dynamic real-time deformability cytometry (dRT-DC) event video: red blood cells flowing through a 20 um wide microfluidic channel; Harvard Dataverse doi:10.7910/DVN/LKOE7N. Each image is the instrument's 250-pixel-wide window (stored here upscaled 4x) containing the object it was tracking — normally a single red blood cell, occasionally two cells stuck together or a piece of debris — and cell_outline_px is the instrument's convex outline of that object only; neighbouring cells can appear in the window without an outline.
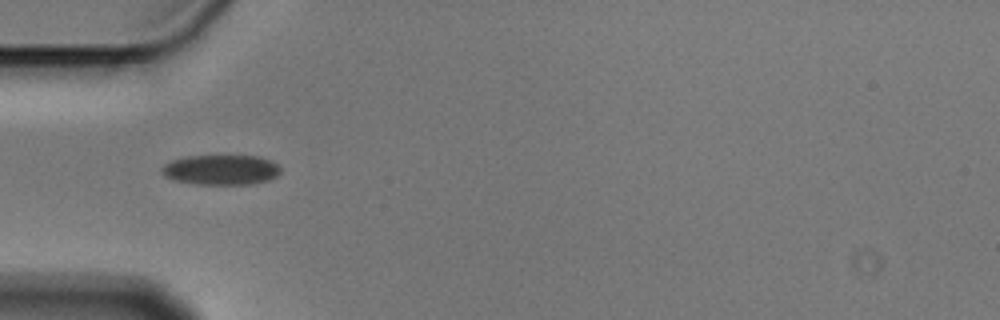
{"species": "Egyptian fruit bat (a non-hibernating species)", "species_latin": "Rousettus aegyptiacus", "temperature_condition": "cold", "stored_images_in_passage": 7, "camera_frame_rate_fps": 3000, "um_per_image_px": 0.085, "animal": {"sex": "male"}, "frame": {"image": 1, "passage_image": 3, "time_ms": 0.667, "image_size_px": [1000, 320], "cell_outline_px": [[280, 172], [276, 176], [268, 180], [252, 184], [196, 184], [172, 180], [164, 176], [160, 172], [160, 168], [164, 164], [172, 160], [188, 156], [260, 156], [272, 160], [280, 168]], "centroid_in_image_um": [18.76, 14.43], "position_along_channel_um": 66.2, "area_um2": 20.92}}
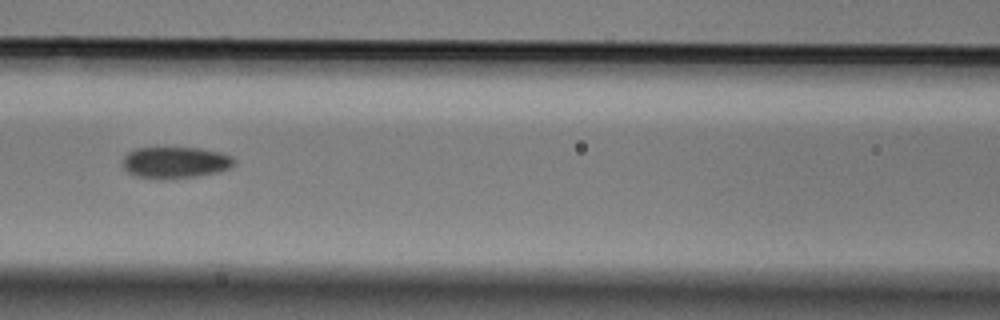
{"frame": {"image": 2, "passage_image": 5, "time_ms": 1.333, "image_size_px": [1000, 320], "cell_outline_px": [[236, 164], [228, 168], [216, 172], [196, 176], [160, 180], [132, 176], [124, 168], [124, 156], [128, 152], [136, 148], [200, 148], [220, 152], [232, 156], [236, 160]], "centroid_in_image_um": [14.89, 13.82], "position_along_channel_um": 151.7, "area_um2": 20.58}}
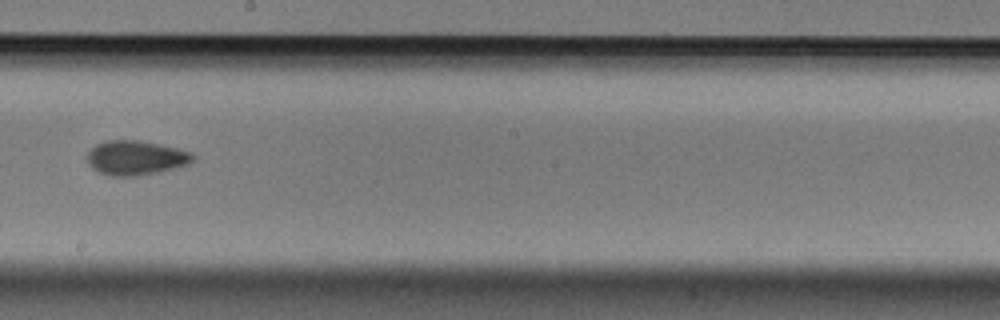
{"frame": {"image": 3, "passage_image": 7, "time_ms": 2.0, "image_size_px": [1000, 320], "cell_outline_px": [[196, 156], [188, 164], [140, 176], [108, 176], [92, 168], [88, 164], [88, 152], [96, 144], [108, 140], [136, 140], [160, 144], [180, 148], [192, 152]], "centroid_in_image_um": [11.55, 13.41], "position_along_channel_um": 236.7, "area_um2": 21.21}}